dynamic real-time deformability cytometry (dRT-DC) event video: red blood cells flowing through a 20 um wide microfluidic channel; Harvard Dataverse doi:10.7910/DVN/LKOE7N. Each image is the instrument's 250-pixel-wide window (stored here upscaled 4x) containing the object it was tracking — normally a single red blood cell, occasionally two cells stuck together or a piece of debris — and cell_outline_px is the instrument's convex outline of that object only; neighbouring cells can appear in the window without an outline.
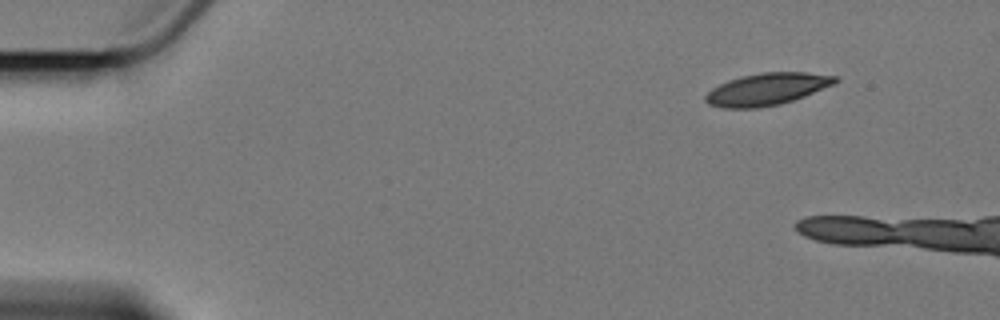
{"species": "Egyptian fruit bat (a non-hibernating species)", "species_latin": "Rousettus aegyptiacus", "temperature_condition": "cold", "stored_images_in_passage": 6, "camera_frame_rate_fps": 3000, "um_per_image_px": 0.085, "animal": {"sex": "female"}, "frame": {"image": 1, "passage_image": 1, "time_ms": 0.0, "image_size_px": [1000, 320], "cell_outline_px": [[840, 80], [836, 84], [804, 96], [780, 104], [760, 108], [720, 108], [708, 104], [704, 100], [704, 96], [712, 88], [728, 80], [760, 72], [808, 72], [840, 76]], "centroid_in_image_um": [65.23, 7.57], "position_along_channel_um": 19.8, "area_um2": 24.51}}